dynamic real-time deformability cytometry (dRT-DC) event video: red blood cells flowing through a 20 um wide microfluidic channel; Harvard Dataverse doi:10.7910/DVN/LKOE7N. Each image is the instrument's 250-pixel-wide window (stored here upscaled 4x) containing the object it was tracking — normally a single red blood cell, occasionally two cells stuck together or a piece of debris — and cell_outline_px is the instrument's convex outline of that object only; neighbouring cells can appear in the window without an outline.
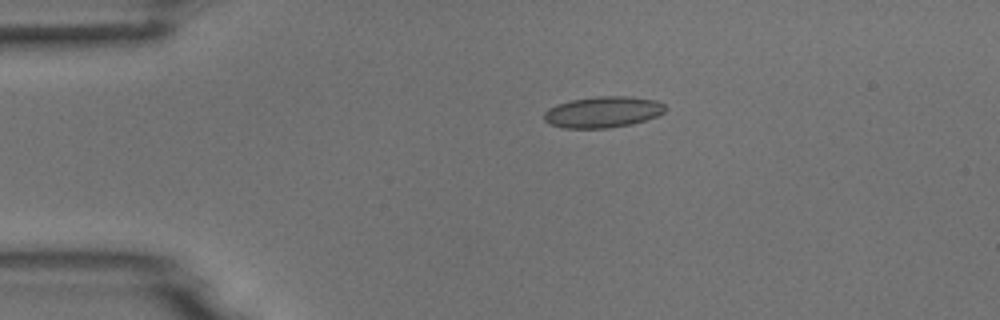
{"species": "common noctule bat (a hibernating species)", "species_latin": "Nyctalus noctula", "temperature_condition": "room temperature", "stored_images_in_passage": 7, "camera_frame_rate_fps": 3000, "um_per_image_px": 0.085, "animal": {"sex": "male", "body_mass_g": 18.8}, "frame": {"image": 1, "passage_image": 3, "time_ms": 3.333, "image_size_px": [1000, 320], "cell_outline_px": [[664, 112], [656, 116], [632, 124], [608, 128], [564, 128], [552, 124], [544, 120], [544, 112], [548, 108], [556, 104], [572, 100], [596, 96], [628, 96], [656, 100], [664, 104]], "centroid_in_image_um": [51.23, 9.52], "position_along_channel_um": 33.8, "area_um2": 21.91}}
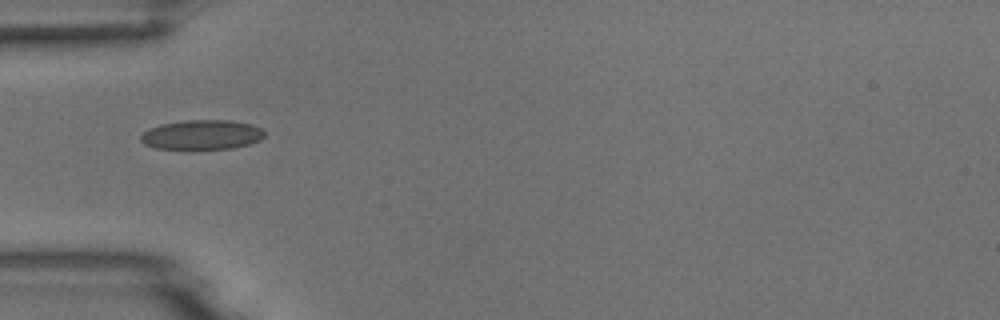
{"frame": {"image": 2, "passage_image": 5, "time_ms": 5.333, "image_size_px": [1000, 320], "cell_outline_px": [[264, 136], [260, 140], [248, 144], [232, 148], [156, 148], [144, 144], [140, 140], [140, 136], [148, 128], [160, 124], [184, 120], [232, 120], [252, 124], [260, 128], [264, 132]], "centroid_in_image_um": [17.15, 11.43], "position_along_channel_um": 67.9, "area_um2": 21.21}}